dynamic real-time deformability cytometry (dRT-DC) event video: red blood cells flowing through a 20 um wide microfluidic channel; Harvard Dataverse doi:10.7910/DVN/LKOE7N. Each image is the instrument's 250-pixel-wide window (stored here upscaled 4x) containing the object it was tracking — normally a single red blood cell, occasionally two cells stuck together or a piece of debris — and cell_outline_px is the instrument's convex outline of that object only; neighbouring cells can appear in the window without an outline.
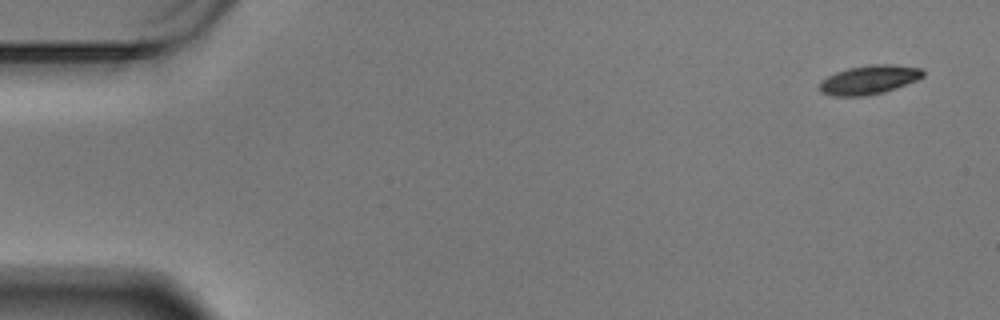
{"species": "Egyptian fruit bat (a non-hibernating species)", "species_latin": "Rousettus aegyptiacus", "temperature_condition": "warm", "stored_images_in_passage": 58, "camera_frame_rate_fps": 3000, "um_per_image_px": 0.085, "animal": {"sex": "male"}, "frame": {"image": 1, "passage_image": 1, "time_ms": 0.0, "image_size_px": [1000, 320], "cell_outline_px": [[924, 76], [916, 80], [884, 92], [864, 96], [832, 96], [820, 92], [820, 80], [836, 72], [848, 68], [868, 64], [892, 64], [920, 68], [924, 72]], "centroid_in_image_um": [73.84, 6.77], "position_along_channel_um": 11.2, "area_um2": 17.46}}
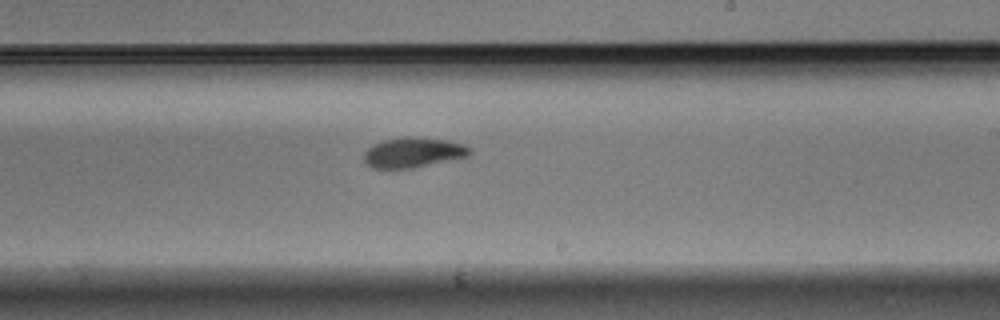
{"frame": {"image": 2, "passage_image": 34, "time_ms": 11.0, "image_size_px": [1000, 320], "cell_outline_px": [[472, 152], [464, 156], [412, 168], [372, 168], [364, 160], [364, 152], [372, 144], [384, 140], [408, 136], [448, 140], [464, 144], [472, 148]], "centroid_in_image_um": [35.09, 12.94], "position_along_channel_um": 253.9, "area_um2": 18.26}}
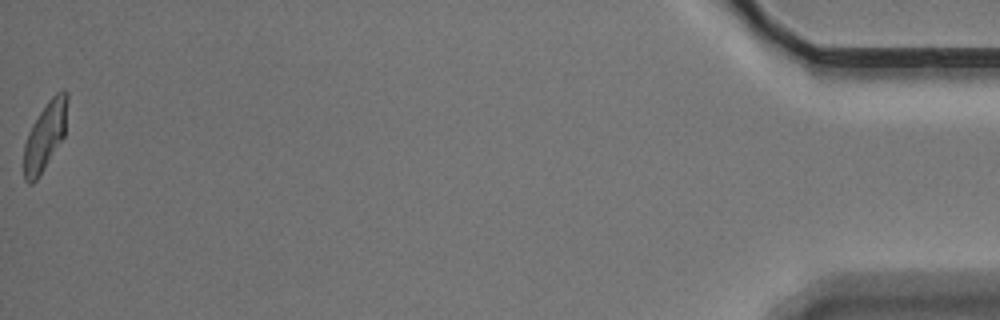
{"frame": {"image": 3, "passage_image": 58, "time_ms": 19.0, "image_size_px": [1000, 320], "cell_outline_px": [[68, 100], [64, 136], [44, 168], [36, 180], [32, 184], [28, 184], [24, 180], [24, 144], [28, 132], [32, 124], [48, 100], [56, 92], [64, 88], [68, 92]], "centroid_in_image_um": [3.83, 11.52], "position_along_channel_um": 431.4, "area_um2": 17.28}, "authors_computed_cell_mechanics": {"area_um2": 18.0914, "velocity_mm_per_s": 3.4144, "shape_relaxation_time_tau1_ms": 3.0133, "shape_relaxation_time_tau2_ms": 3.8012, "deformation_change_tau1": 0.1415, "deformation_change_tau2": 0.0995}}